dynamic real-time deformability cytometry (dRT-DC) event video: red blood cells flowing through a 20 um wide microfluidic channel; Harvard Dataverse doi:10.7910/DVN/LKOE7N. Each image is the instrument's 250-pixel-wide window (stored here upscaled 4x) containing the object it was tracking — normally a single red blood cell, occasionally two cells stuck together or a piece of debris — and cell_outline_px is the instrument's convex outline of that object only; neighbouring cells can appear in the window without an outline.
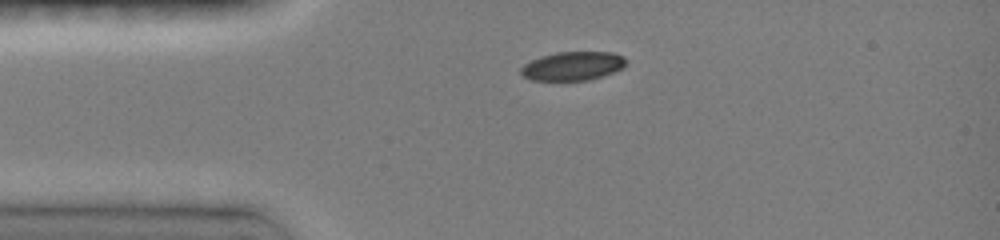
{"species": "common noctule bat (a hibernating species)", "species_latin": "Nyctalus noctula", "temperature_condition": "room temperature", "stored_images_in_passage": 2, "camera_frame_rate_fps": 3000, "um_per_image_px": 0.085, "animal": {"sex": "female", "body_mass_g": 19.0, "forearm_length_mm": 51.5}, "frame": {"image": 1, "passage_image": 1, "time_ms": 0.0, "image_size_px": [1000, 240], "cell_outline_px": [[628, 64], [612, 72], [588, 80], [532, 80], [524, 76], [520, 72], [520, 68], [524, 64], [540, 56], [556, 52], [612, 52], [624, 56], [628, 60]], "centroid_in_image_um": [48.69, 5.59], "position_along_channel_um": 36.3, "area_um2": 17.57}}